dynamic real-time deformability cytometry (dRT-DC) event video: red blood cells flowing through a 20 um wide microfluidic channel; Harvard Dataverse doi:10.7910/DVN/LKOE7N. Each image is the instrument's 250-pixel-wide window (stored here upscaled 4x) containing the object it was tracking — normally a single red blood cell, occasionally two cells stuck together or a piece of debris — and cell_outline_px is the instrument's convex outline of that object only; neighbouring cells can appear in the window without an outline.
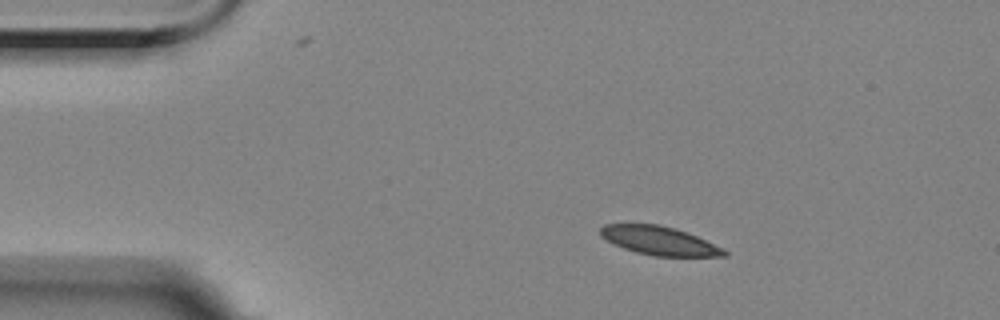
{"species": "Egyptian fruit bat (a non-hibernating species)", "species_latin": "Rousettus aegyptiacus", "temperature_condition": "room temperature", "stored_images_in_passage": 31, "camera_frame_rate_fps": 3000, "um_per_image_px": 0.085, "animal": {"sex": "female"}, "frame": {"image": 1, "passage_image": 1, "time_ms": 0.0, "image_size_px": [1000, 320], "cell_outline_px": [[728, 256], [652, 256], [636, 252], [612, 244], [600, 236], [600, 228], [604, 224], [656, 224], [672, 228], [696, 236], [724, 248], [728, 252]], "centroid_in_image_um": [56.01, 20.47], "position_along_channel_um": 29.0, "area_um2": 20.52}}
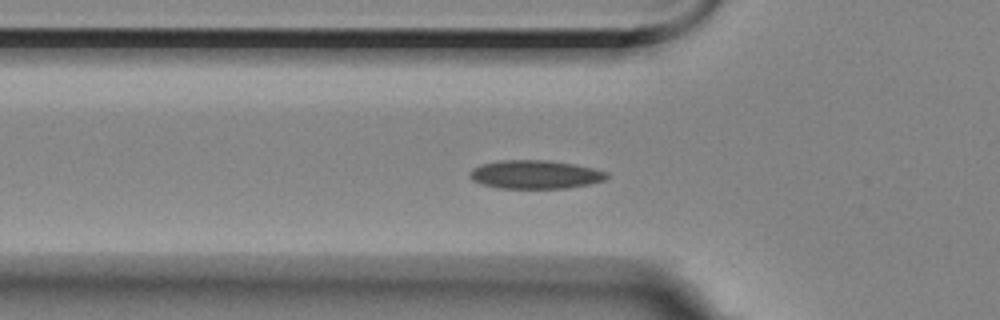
{"frame": {"image": 2, "passage_image": 10, "time_ms": 3.0, "image_size_px": [1000, 320], "cell_outline_px": [[608, 176], [604, 180], [592, 184], [568, 188], [500, 188], [480, 184], [472, 180], [468, 176], [468, 172], [472, 168], [480, 164], [500, 160], [548, 160], [572, 164], [592, 168], [608, 172]], "centroid_in_image_um": [45.45, 14.83], "position_along_channel_um": 80.3, "area_um2": 22.95}}
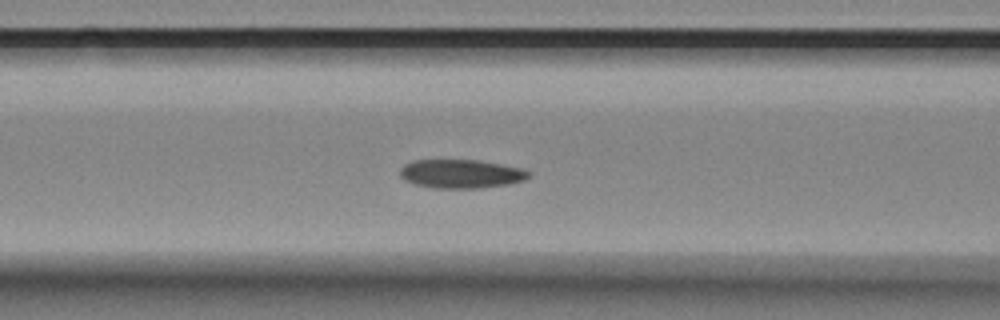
{"frame": {"image": 3, "passage_image": 14, "time_ms": 4.333, "image_size_px": [1000, 320], "cell_outline_px": [[532, 176], [524, 180], [508, 184], [480, 188], [436, 188], [416, 184], [404, 180], [400, 176], [400, 168], [404, 164], [412, 160], [480, 160], [520, 168], [532, 172]], "centroid_in_image_um": [39.2, 14.77], "position_along_channel_um": 127.4, "area_um2": 21.62}}